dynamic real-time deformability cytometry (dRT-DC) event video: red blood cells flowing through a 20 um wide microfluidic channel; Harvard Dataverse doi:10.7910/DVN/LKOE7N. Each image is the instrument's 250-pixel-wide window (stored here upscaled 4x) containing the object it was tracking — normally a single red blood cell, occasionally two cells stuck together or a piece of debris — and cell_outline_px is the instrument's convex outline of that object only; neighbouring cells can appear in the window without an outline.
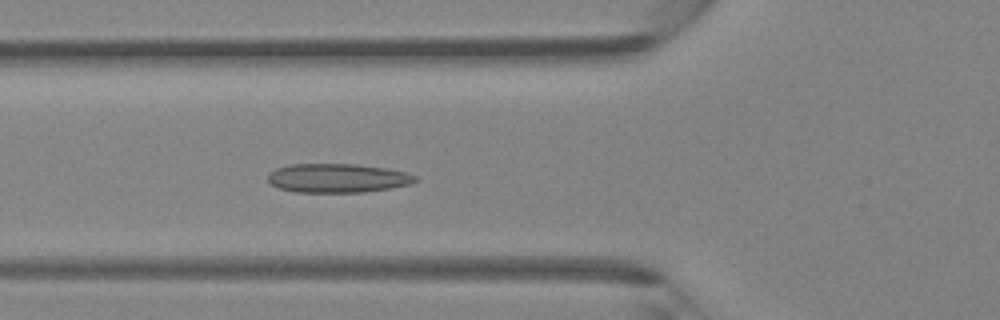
{"species": "Egyptian fruit bat (a non-hibernating species)", "species_latin": "Rousettus aegyptiacus", "temperature_condition": "room temperature", "stored_images_in_passage": 45, "camera_frame_rate_fps": 3000, "um_per_image_px": 0.085, "animal": {"sex": "female"}, "frame": {"image": 1, "passage_image": 16, "time_ms": 5.0, "image_size_px": [1000, 320], "cell_outline_px": [[420, 180], [412, 184], [364, 192], [296, 192], [280, 188], [272, 184], [268, 180], [268, 176], [276, 168], [288, 164], [356, 164], [388, 168], [408, 172], [416, 176]], "centroid_in_image_um": [28.75, 15.13], "position_along_channel_um": 97.0, "area_um2": 24.97}}
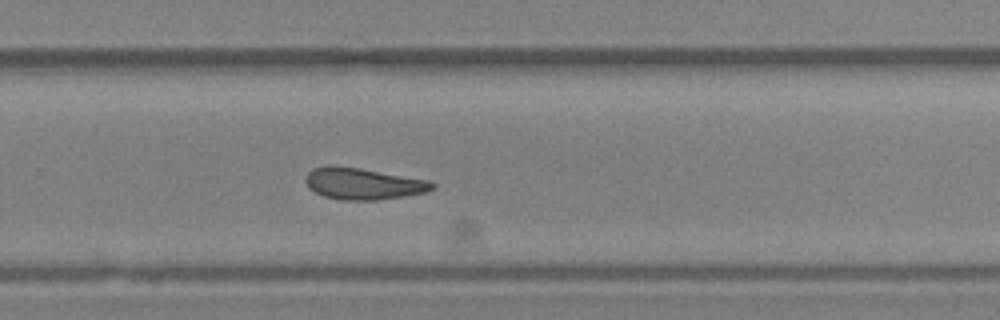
{"frame": {"image": 2, "passage_image": 30, "time_ms": 9.667, "image_size_px": [1000, 320], "cell_outline_px": [[436, 188], [424, 192], [404, 196], [376, 200], [344, 200], [324, 196], [308, 188], [304, 180], [308, 172], [312, 168], [360, 168], [428, 180], [436, 184]], "centroid_in_image_um": [30.9, 15.64], "position_along_channel_um": 298.9, "area_um2": 22.66}}
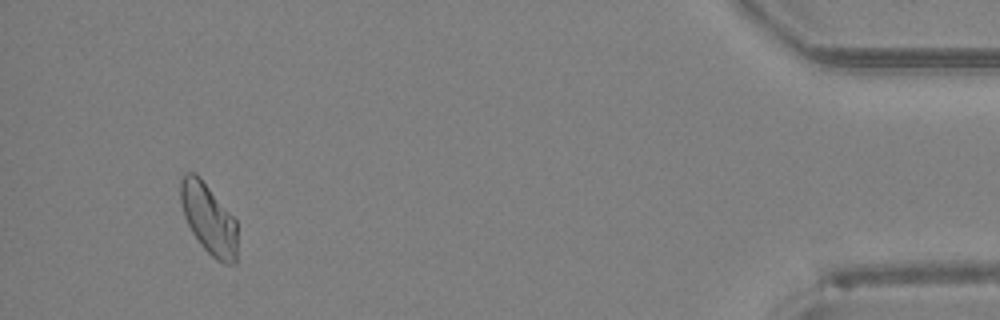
{"frame": {"image": 3, "passage_image": 43, "time_ms": 14.0, "image_size_px": [1000, 320], "cell_outline_px": [[236, 264], [224, 264], [216, 260], [204, 248], [192, 232], [184, 216], [180, 200], [180, 180], [184, 172], [196, 172], [200, 176], [236, 220]], "centroid_in_image_um": [17.72, 18.57], "position_along_channel_um": 417.5, "area_um2": 23.29}, "authors_computed_cell_mechanics": {"area_um2": 23.8714, "velocity_mm_per_s": 4.3448, "shape_relaxation_time_tau1_ms": 3.5949, "shape_relaxation_time_tau2_ms": 2.123, "deformation_change_tau1": 0.0823, "deformation_change_tau2": 0.081}}